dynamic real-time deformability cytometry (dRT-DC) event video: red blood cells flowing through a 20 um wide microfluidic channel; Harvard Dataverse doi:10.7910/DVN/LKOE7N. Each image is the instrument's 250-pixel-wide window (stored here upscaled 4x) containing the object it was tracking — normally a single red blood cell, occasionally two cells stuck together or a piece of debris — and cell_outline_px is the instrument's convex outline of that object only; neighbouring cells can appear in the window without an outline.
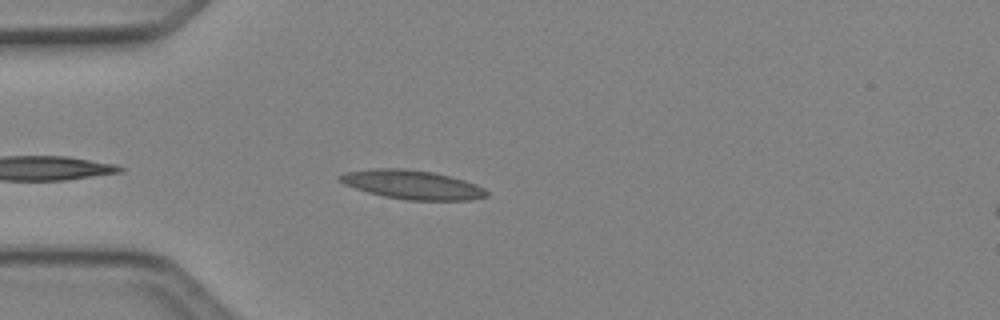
{"species": "Egyptian fruit bat (a non-hibernating species)", "species_latin": "Rousettus aegyptiacus", "temperature_condition": "cold", "stored_images_in_passage": 4, "camera_frame_rate_fps": 3000, "um_per_image_px": 0.085, "animal": {"sex": "female"}, "frame": {"image": 1, "passage_image": 4, "time_ms": 1.0, "image_size_px": [1000, 320], "cell_outline_px": [[488, 196], [472, 200], [408, 200], [384, 196], [368, 192], [344, 184], [336, 180], [336, 176], [344, 172], [376, 168], [404, 168], [432, 172], [464, 180], [476, 184], [484, 188], [488, 192]], "centroid_in_image_um": [35.01, 15.69], "position_along_channel_um": 50.0, "area_um2": 24.8}}